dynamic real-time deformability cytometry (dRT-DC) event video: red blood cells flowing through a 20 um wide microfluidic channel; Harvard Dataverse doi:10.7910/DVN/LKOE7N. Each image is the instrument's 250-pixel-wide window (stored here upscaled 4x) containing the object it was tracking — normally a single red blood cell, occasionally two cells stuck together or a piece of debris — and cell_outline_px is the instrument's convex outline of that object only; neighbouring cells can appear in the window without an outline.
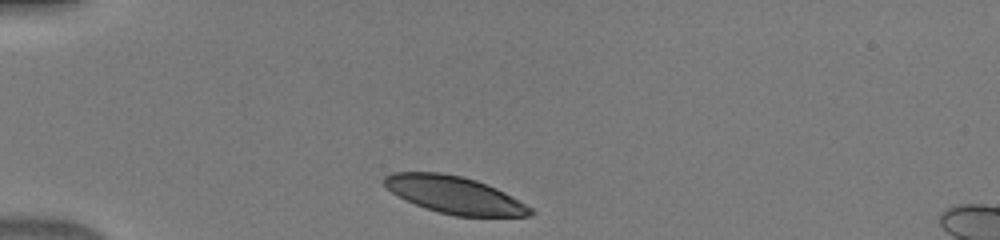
{"species": "human", "species_latin": "Homo sapiens", "temperature_condition": "warm", "stored_images_in_passage": 33, "camera_frame_rate_fps": 3000, "um_per_image_px": 0.085, "donor": {"sex": "male"}, "frame": {"image": 1, "passage_image": 1, "time_ms": 0.0, "image_size_px": [1000, 240], "cell_outline_px": [[536, 212], [532, 216], [456, 216], [440, 212], [416, 204], [392, 192], [380, 180], [384, 176], [392, 172], [440, 172], [460, 176], [476, 180], [496, 188], [512, 196], [532, 208]], "centroid_in_image_um": [38.65, 16.56], "position_along_channel_um": 46.3, "area_um2": 31.44}}
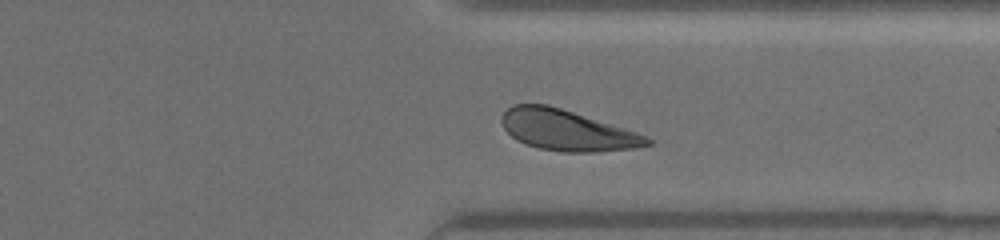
{"frame": {"image": 2, "passage_image": 27, "time_ms": 8.667, "image_size_px": [1000, 240], "cell_outline_px": [[652, 144], [640, 148], [596, 152], [564, 152], [540, 148], [516, 140], [504, 128], [500, 120], [504, 112], [512, 104], [548, 104], [624, 128], [636, 132], [652, 140]], "centroid_in_image_um": [48.2, 11.08], "position_along_channel_um": 363.2, "area_um2": 34.33}}
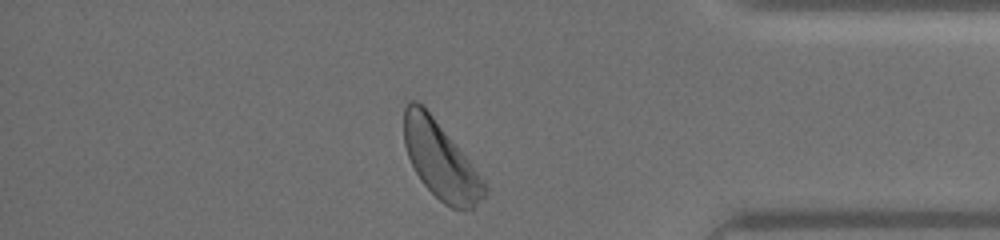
{"frame": {"image": 3, "passage_image": 31, "time_ms": 10.0, "image_size_px": [1000, 240], "cell_outline_px": [[488, 188], [484, 196], [472, 208], [452, 208], [444, 204], [420, 180], [408, 156], [404, 144], [404, 108], [408, 100], [416, 100], [424, 104], [472, 164], [484, 180]], "centroid_in_image_um": [37.42, 13.57], "position_along_channel_um": 397.8, "area_um2": 35.84}}